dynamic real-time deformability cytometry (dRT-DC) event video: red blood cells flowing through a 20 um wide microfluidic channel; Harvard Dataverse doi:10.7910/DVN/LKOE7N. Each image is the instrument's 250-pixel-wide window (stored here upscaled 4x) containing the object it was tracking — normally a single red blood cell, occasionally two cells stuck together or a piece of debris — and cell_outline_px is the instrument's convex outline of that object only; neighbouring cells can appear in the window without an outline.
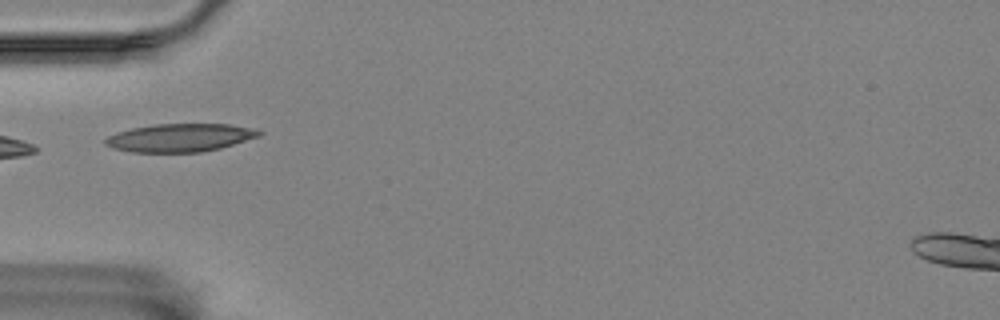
{"species": "Egyptian fruit bat (a non-hibernating species)", "species_latin": "Rousettus aegyptiacus", "temperature_condition": "room temperature", "stored_images_in_passage": 9, "camera_frame_rate_fps": 3000, "um_per_image_px": 0.085, "animal": {"sex": "female"}, "frame": {"image": 1, "passage_image": 6, "time_ms": 5.667, "image_size_px": [1000, 320], "cell_outline_px": [[264, 132], [260, 136], [220, 148], [200, 152], [132, 152], [112, 148], [104, 144], [104, 140], [108, 136], [116, 132], [132, 128], [152, 124], [228, 124], [256, 128]], "centroid_in_image_um": [15.3, 11.7], "position_along_channel_um": 69.7, "area_um2": 25.32}}
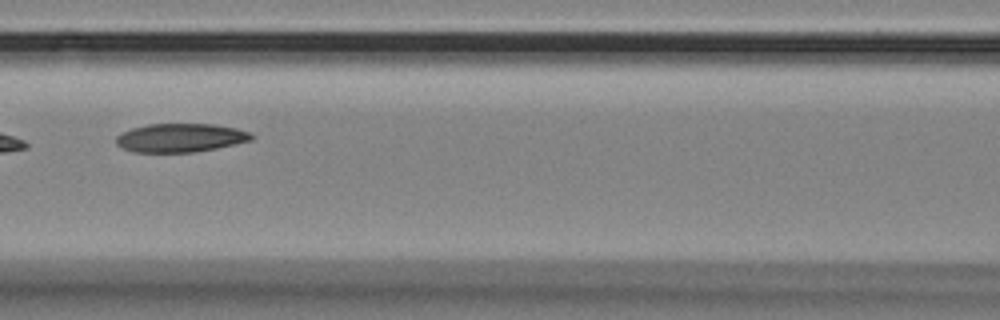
{"frame": {"image": 2, "passage_image": 8, "time_ms": 8.0, "image_size_px": [1000, 320], "cell_outline_px": [[256, 136], [252, 140], [216, 148], [192, 152], [132, 152], [120, 148], [116, 144], [116, 136], [132, 128], [148, 124], [216, 124], [236, 128], [248, 132]], "centroid_in_image_um": [15.32, 11.71], "position_along_channel_um": 151.3, "area_um2": 22.6}}
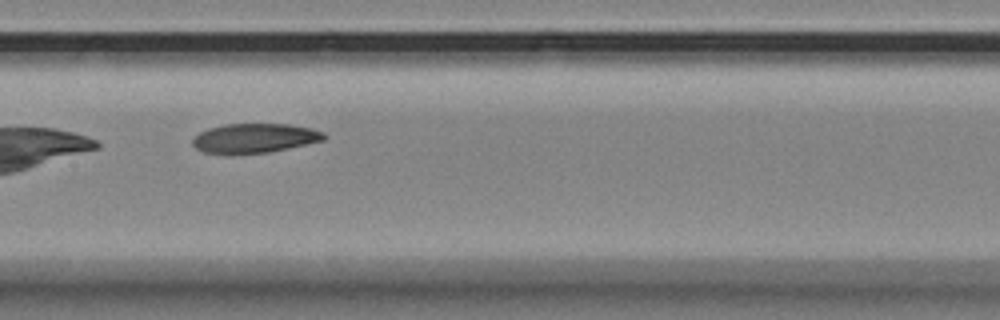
{"frame": {"image": 3, "passage_image": 9, "time_ms": 9.0, "image_size_px": [1000, 320], "cell_outline_px": [[328, 136], [324, 140], [288, 148], [268, 152], [236, 156], [228, 156], [204, 152], [196, 148], [192, 144], [192, 140], [200, 132], [208, 128], [224, 124], [288, 124], [312, 128], [324, 132]], "centroid_in_image_um": [21.61, 11.77], "position_along_channel_um": 185.8, "area_um2": 23.06}}